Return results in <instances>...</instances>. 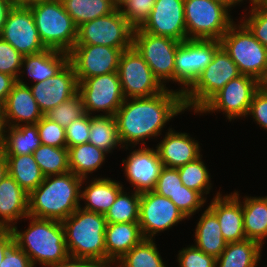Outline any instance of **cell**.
Masks as SVG:
<instances>
[{"label":"cell","instance_id":"6da1fadb","mask_svg":"<svg viewBox=\"0 0 267 267\" xmlns=\"http://www.w3.org/2000/svg\"><path fill=\"white\" fill-rule=\"evenodd\" d=\"M129 100L125 99L114 115L122 143L120 147L126 145V149L130 144L135 147L140 141L145 146L146 138L160 136L166 123L186 109L183 94L168 88L151 97Z\"/></svg>","mask_w":267,"mask_h":267},{"label":"cell","instance_id":"7a4b0ae2","mask_svg":"<svg viewBox=\"0 0 267 267\" xmlns=\"http://www.w3.org/2000/svg\"><path fill=\"white\" fill-rule=\"evenodd\" d=\"M86 179L76 176L71 171L46 176L29 194V216L62 222L81 206V187Z\"/></svg>","mask_w":267,"mask_h":267},{"label":"cell","instance_id":"3957f363","mask_svg":"<svg viewBox=\"0 0 267 267\" xmlns=\"http://www.w3.org/2000/svg\"><path fill=\"white\" fill-rule=\"evenodd\" d=\"M32 220L23 232L17 226L11 230L14 242L29 256L34 267L57 264L69 254L65 241V230L61 221L27 216Z\"/></svg>","mask_w":267,"mask_h":267},{"label":"cell","instance_id":"277c9868","mask_svg":"<svg viewBox=\"0 0 267 267\" xmlns=\"http://www.w3.org/2000/svg\"><path fill=\"white\" fill-rule=\"evenodd\" d=\"M62 224L69 256L94 260L106 267L107 220L103 214L79 207Z\"/></svg>","mask_w":267,"mask_h":267},{"label":"cell","instance_id":"5b68a950","mask_svg":"<svg viewBox=\"0 0 267 267\" xmlns=\"http://www.w3.org/2000/svg\"><path fill=\"white\" fill-rule=\"evenodd\" d=\"M38 35L46 49L70 53L77 41V27L61 0L30 6Z\"/></svg>","mask_w":267,"mask_h":267},{"label":"cell","instance_id":"8992f818","mask_svg":"<svg viewBox=\"0 0 267 267\" xmlns=\"http://www.w3.org/2000/svg\"><path fill=\"white\" fill-rule=\"evenodd\" d=\"M235 62L220 46L214 53L212 61L206 66L194 83L183 93L186 109L198 111L229 81L240 76Z\"/></svg>","mask_w":267,"mask_h":267},{"label":"cell","instance_id":"52a82bcc","mask_svg":"<svg viewBox=\"0 0 267 267\" xmlns=\"http://www.w3.org/2000/svg\"><path fill=\"white\" fill-rule=\"evenodd\" d=\"M228 10L217 0H184L187 39L220 41L234 23Z\"/></svg>","mask_w":267,"mask_h":267},{"label":"cell","instance_id":"ba28073f","mask_svg":"<svg viewBox=\"0 0 267 267\" xmlns=\"http://www.w3.org/2000/svg\"><path fill=\"white\" fill-rule=\"evenodd\" d=\"M232 24L221 37L220 44L235 62L240 74L251 76L259 81L267 66V48L264 47L239 21Z\"/></svg>","mask_w":267,"mask_h":267},{"label":"cell","instance_id":"9c48e42d","mask_svg":"<svg viewBox=\"0 0 267 267\" xmlns=\"http://www.w3.org/2000/svg\"><path fill=\"white\" fill-rule=\"evenodd\" d=\"M134 27L120 10L86 22L77 28L76 44L102 45L122 51L133 46Z\"/></svg>","mask_w":267,"mask_h":267},{"label":"cell","instance_id":"30bf717a","mask_svg":"<svg viewBox=\"0 0 267 267\" xmlns=\"http://www.w3.org/2000/svg\"><path fill=\"white\" fill-rule=\"evenodd\" d=\"M181 42L169 37L155 36L134 29L133 46L146 61L154 77L166 87L165 82H175V55Z\"/></svg>","mask_w":267,"mask_h":267},{"label":"cell","instance_id":"8fae6325","mask_svg":"<svg viewBox=\"0 0 267 267\" xmlns=\"http://www.w3.org/2000/svg\"><path fill=\"white\" fill-rule=\"evenodd\" d=\"M117 72L125 99L147 98L165 89L134 46L122 52Z\"/></svg>","mask_w":267,"mask_h":267},{"label":"cell","instance_id":"7c38bea8","mask_svg":"<svg viewBox=\"0 0 267 267\" xmlns=\"http://www.w3.org/2000/svg\"><path fill=\"white\" fill-rule=\"evenodd\" d=\"M78 93L82 97L84 112L89 115L103 111L105 115L114 116L125 100L118 72L79 81Z\"/></svg>","mask_w":267,"mask_h":267},{"label":"cell","instance_id":"4fadbf2b","mask_svg":"<svg viewBox=\"0 0 267 267\" xmlns=\"http://www.w3.org/2000/svg\"><path fill=\"white\" fill-rule=\"evenodd\" d=\"M259 89L257 79L240 75L229 81L220 91H218L198 113L222 111L231 121L239 117H247V113L253 96Z\"/></svg>","mask_w":267,"mask_h":267},{"label":"cell","instance_id":"5bb4252c","mask_svg":"<svg viewBox=\"0 0 267 267\" xmlns=\"http://www.w3.org/2000/svg\"><path fill=\"white\" fill-rule=\"evenodd\" d=\"M221 46L217 40L187 39L182 41L175 55V82L183 85V94L212 61Z\"/></svg>","mask_w":267,"mask_h":267},{"label":"cell","instance_id":"9a60e30c","mask_svg":"<svg viewBox=\"0 0 267 267\" xmlns=\"http://www.w3.org/2000/svg\"><path fill=\"white\" fill-rule=\"evenodd\" d=\"M187 219L177 206L155 191L140 193L139 225L144 239H153L157 233L171 229Z\"/></svg>","mask_w":267,"mask_h":267},{"label":"cell","instance_id":"2e32d148","mask_svg":"<svg viewBox=\"0 0 267 267\" xmlns=\"http://www.w3.org/2000/svg\"><path fill=\"white\" fill-rule=\"evenodd\" d=\"M122 50L102 45L75 44L69 53L77 81L117 72Z\"/></svg>","mask_w":267,"mask_h":267},{"label":"cell","instance_id":"e0dca14e","mask_svg":"<svg viewBox=\"0 0 267 267\" xmlns=\"http://www.w3.org/2000/svg\"><path fill=\"white\" fill-rule=\"evenodd\" d=\"M0 37L23 56L36 54L46 48L41 42L30 7H11Z\"/></svg>","mask_w":267,"mask_h":267},{"label":"cell","instance_id":"ac0fdd59","mask_svg":"<svg viewBox=\"0 0 267 267\" xmlns=\"http://www.w3.org/2000/svg\"><path fill=\"white\" fill-rule=\"evenodd\" d=\"M139 29L179 42L187 40L184 0H156L149 17Z\"/></svg>","mask_w":267,"mask_h":267},{"label":"cell","instance_id":"d6986e66","mask_svg":"<svg viewBox=\"0 0 267 267\" xmlns=\"http://www.w3.org/2000/svg\"><path fill=\"white\" fill-rule=\"evenodd\" d=\"M43 115L78 93L73 65L68 62L55 76L29 86Z\"/></svg>","mask_w":267,"mask_h":267},{"label":"cell","instance_id":"ffe728a7","mask_svg":"<svg viewBox=\"0 0 267 267\" xmlns=\"http://www.w3.org/2000/svg\"><path fill=\"white\" fill-rule=\"evenodd\" d=\"M122 162L125 177L133 188H136V192L154 190L161 169L164 167L157 149L143 146L133 150L127 160H122Z\"/></svg>","mask_w":267,"mask_h":267},{"label":"cell","instance_id":"44dd1931","mask_svg":"<svg viewBox=\"0 0 267 267\" xmlns=\"http://www.w3.org/2000/svg\"><path fill=\"white\" fill-rule=\"evenodd\" d=\"M239 195L237 191H234L233 194L231 193L223 197L220 192H217L208 206L216 215L222 236L227 243L246 239L242 203Z\"/></svg>","mask_w":267,"mask_h":267},{"label":"cell","instance_id":"7402d4cb","mask_svg":"<svg viewBox=\"0 0 267 267\" xmlns=\"http://www.w3.org/2000/svg\"><path fill=\"white\" fill-rule=\"evenodd\" d=\"M3 109L6 126H19L20 123L37 124L44 116L29 86L21 77L17 78V83L8 94Z\"/></svg>","mask_w":267,"mask_h":267},{"label":"cell","instance_id":"603a6c76","mask_svg":"<svg viewBox=\"0 0 267 267\" xmlns=\"http://www.w3.org/2000/svg\"><path fill=\"white\" fill-rule=\"evenodd\" d=\"M168 130L156 146L164 167L177 169L201 156L197 140L192 139L187 133H178L172 128Z\"/></svg>","mask_w":267,"mask_h":267},{"label":"cell","instance_id":"cb8c5ba5","mask_svg":"<svg viewBox=\"0 0 267 267\" xmlns=\"http://www.w3.org/2000/svg\"><path fill=\"white\" fill-rule=\"evenodd\" d=\"M28 197L29 194H27L19 184L7 174L0 183L1 229H12L16 225L17 220L29 216Z\"/></svg>","mask_w":267,"mask_h":267},{"label":"cell","instance_id":"d4e9b609","mask_svg":"<svg viewBox=\"0 0 267 267\" xmlns=\"http://www.w3.org/2000/svg\"><path fill=\"white\" fill-rule=\"evenodd\" d=\"M144 239L138 222L107 223L105 231L106 267H113Z\"/></svg>","mask_w":267,"mask_h":267},{"label":"cell","instance_id":"484cf974","mask_svg":"<svg viewBox=\"0 0 267 267\" xmlns=\"http://www.w3.org/2000/svg\"><path fill=\"white\" fill-rule=\"evenodd\" d=\"M40 145L37 124L5 126L0 134V149L5 155L33 154Z\"/></svg>","mask_w":267,"mask_h":267},{"label":"cell","instance_id":"4316f807","mask_svg":"<svg viewBox=\"0 0 267 267\" xmlns=\"http://www.w3.org/2000/svg\"><path fill=\"white\" fill-rule=\"evenodd\" d=\"M68 62V53L45 49L36 54L25 55L21 69L24 67L28 76L38 83L55 76Z\"/></svg>","mask_w":267,"mask_h":267},{"label":"cell","instance_id":"83f0119b","mask_svg":"<svg viewBox=\"0 0 267 267\" xmlns=\"http://www.w3.org/2000/svg\"><path fill=\"white\" fill-rule=\"evenodd\" d=\"M93 179L84 191L81 190L80 199L85 202L82 209L105 215L123 189V185L110 178Z\"/></svg>","mask_w":267,"mask_h":267},{"label":"cell","instance_id":"f1b7e54d","mask_svg":"<svg viewBox=\"0 0 267 267\" xmlns=\"http://www.w3.org/2000/svg\"><path fill=\"white\" fill-rule=\"evenodd\" d=\"M195 242L198 249L218 258L227 242L224 240L216 215L207 208L200 217L195 229Z\"/></svg>","mask_w":267,"mask_h":267},{"label":"cell","instance_id":"f546056e","mask_svg":"<svg viewBox=\"0 0 267 267\" xmlns=\"http://www.w3.org/2000/svg\"><path fill=\"white\" fill-rule=\"evenodd\" d=\"M241 203L246 239L255 240L263 245L267 237V196H246Z\"/></svg>","mask_w":267,"mask_h":267},{"label":"cell","instance_id":"4dcf8cb0","mask_svg":"<svg viewBox=\"0 0 267 267\" xmlns=\"http://www.w3.org/2000/svg\"><path fill=\"white\" fill-rule=\"evenodd\" d=\"M261 248L260 243L251 239L227 243L216 258V267H256L261 260Z\"/></svg>","mask_w":267,"mask_h":267},{"label":"cell","instance_id":"1f68e13d","mask_svg":"<svg viewBox=\"0 0 267 267\" xmlns=\"http://www.w3.org/2000/svg\"><path fill=\"white\" fill-rule=\"evenodd\" d=\"M5 156L8 164V174L27 194H30L43 182L45 176L36 163L33 154Z\"/></svg>","mask_w":267,"mask_h":267},{"label":"cell","instance_id":"d6a6232c","mask_svg":"<svg viewBox=\"0 0 267 267\" xmlns=\"http://www.w3.org/2000/svg\"><path fill=\"white\" fill-rule=\"evenodd\" d=\"M68 151L70 171L81 178L98 170L106 157L105 151L89 142L70 147Z\"/></svg>","mask_w":267,"mask_h":267},{"label":"cell","instance_id":"836d02e7","mask_svg":"<svg viewBox=\"0 0 267 267\" xmlns=\"http://www.w3.org/2000/svg\"><path fill=\"white\" fill-rule=\"evenodd\" d=\"M88 142L106 153L122 145L115 116L104 114L91 116Z\"/></svg>","mask_w":267,"mask_h":267},{"label":"cell","instance_id":"e575fe53","mask_svg":"<svg viewBox=\"0 0 267 267\" xmlns=\"http://www.w3.org/2000/svg\"><path fill=\"white\" fill-rule=\"evenodd\" d=\"M65 11L78 28L98 17L111 14L116 10L112 0H61Z\"/></svg>","mask_w":267,"mask_h":267},{"label":"cell","instance_id":"d590c367","mask_svg":"<svg viewBox=\"0 0 267 267\" xmlns=\"http://www.w3.org/2000/svg\"><path fill=\"white\" fill-rule=\"evenodd\" d=\"M33 156L43 175H60L70 171L67 147H53L41 144Z\"/></svg>","mask_w":267,"mask_h":267},{"label":"cell","instance_id":"8d00e7d4","mask_svg":"<svg viewBox=\"0 0 267 267\" xmlns=\"http://www.w3.org/2000/svg\"><path fill=\"white\" fill-rule=\"evenodd\" d=\"M117 262L116 267H166L153 239H143Z\"/></svg>","mask_w":267,"mask_h":267},{"label":"cell","instance_id":"74e56055","mask_svg":"<svg viewBox=\"0 0 267 267\" xmlns=\"http://www.w3.org/2000/svg\"><path fill=\"white\" fill-rule=\"evenodd\" d=\"M133 192L131 196L123 189L119 192L115 202L104 215L107 223L139 222L140 193L135 190Z\"/></svg>","mask_w":267,"mask_h":267},{"label":"cell","instance_id":"f35d334b","mask_svg":"<svg viewBox=\"0 0 267 267\" xmlns=\"http://www.w3.org/2000/svg\"><path fill=\"white\" fill-rule=\"evenodd\" d=\"M201 158L202 155L177 169L182 184L199 192L204 197V194L210 193L212 186L209 171Z\"/></svg>","mask_w":267,"mask_h":267},{"label":"cell","instance_id":"ab89813d","mask_svg":"<svg viewBox=\"0 0 267 267\" xmlns=\"http://www.w3.org/2000/svg\"><path fill=\"white\" fill-rule=\"evenodd\" d=\"M83 101L79 93L50 110L44 116L65 128L84 114Z\"/></svg>","mask_w":267,"mask_h":267},{"label":"cell","instance_id":"60d3db41","mask_svg":"<svg viewBox=\"0 0 267 267\" xmlns=\"http://www.w3.org/2000/svg\"><path fill=\"white\" fill-rule=\"evenodd\" d=\"M250 4V16L242 23L267 48V0L250 1Z\"/></svg>","mask_w":267,"mask_h":267},{"label":"cell","instance_id":"b9f144b4","mask_svg":"<svg viewBox=\"0 0 267 267\" xmlns=\"http://www.w3.org/2000/svg\"><path fill=\"white\" fill-rule=\"evenodd\" d=\"M23 55L11 44L0 37V72L15 77L16 79L25 72L21 69ZM21 70V71H20Z\"/></svg>","mask_w":267,"mask_h":267},{"label":"cell","instance_id":"7bdbcfd3","mask_svg":"<svg viewBox=\"0 0 267 267\" xmlns=\"http://www.w3.org/2000/svg\"><path fill=\"white\" fill-rule=\"evenodd\" d=\"M41 144L53 147L66 146V131L58 123L43 116L37 123Z\"/></svg>","mask_w":267,"mask_h":267},{"label":"cell","instance_id":"ee69618b","mask_svg":"<svg viewBox=\"0 0 267 267\" xmlns=\"http://www.w3.org/2000/svg\"><path fill=\"white\" fill-rule=\"evenodd\" d=\"M177 208L187 217H191L206 202L199 192L182 185L174 197L169 198Z\"/></svg>","mask_w":267,"mask_h":267},{"label":"cell","instance_id":"f6af8a7d","mask_svg":"<svg viewBox=\"0 0 267 267\" xmlns=\"http://www.w3.org/2000/svg\"><path fill=\"white\" fill-rule=\"evenodd\" d=\"M155 2L156 0H130L120 11L134 28H139L149 17Z\"/></svg>","mask_w":267,"mask_h":267},{"label":"cell","instance_id":"bcb514c9","mask_svg":"<svg viewBox=\"0 0 267 267\" xmlns=\"http://www.w3.org/2000/svg\"><path fill=\"white\" fill-rule=\"evenodd\" d=\"M90 124L91 115L84 113L80 118L74 120L66 127V146L68 149L88 142Z\"/></svg>","mask_w":267,"mask_h":267},{"label":"cell","instance_id":"7dc6e473","mask_svg":"<svg viewBox=\"0 0 267 267\" xmlns=\"http://www.w3.org/2000/svg\"><path fill=\"white\" fill-rule=\"evenodd\" d=\"M182 185L178 169L163 167L153 191L161 196L170 198L175 196Z\"/></svg>","mask_w":267,"mask_h":267},{"label":"cell","instance_id":"c3c4849f","mask_svg":"<svg viewBox=\"0 0 267 267\" xmlns=\"http://www.w3.org/2000/svg\"><path fill=\"white\" fill-rule=\"evenodd\" d=\"M177 258L179 267H216V258L194 245L180 250Z\"/></svg>","mask_w":267,"mask_h":267},{"label":"cell","instance_id":"681fc988","mask_svg":"<svg viewBox=\"0 0 267 267\" xmlns=\"http://www.w3.org/2000/svg\"><path fill=\"white\" fill-rule=\"evenodd\" d=\"M247 115L267 131V91L258 89L253 96Z\"/></svg>","mask_w":267,"mask_h":267},{"label":"cell","instance_id":"f907efd6","mask_svg":"<svg viewBox=\"0 0 267 267\" xmlns=\"http://www.w3.org/2000/svg\"><path fill=\"white\" fill-rule=\"evenodd\" d=\"M0 267H34L29 256L14 243L6 252Z\"/></svg>","mask_w":267,"mask_h":267},{"label":"cell","instance_id":"816d5d0a","mask_svg":"<svg viewBox=\"0 0 267 267\" xmlns=\"http://www.w3.org/2000/svg\"><path fill=\"white\" fill-rule=\"evenodd\" d=\"M47 267H105L103 264L89 259L68 256L57 264Z\"/></svg>","mask_w":267,"mask_h":267},{"label":"cell","instance_id":"f5cc1de1","mask_svg":"<svg viewBox=\"0 0 267 267\" xmlns=\"http://www.w3.org/2000/svg\"><path fill=\"white\" fill-rule=\"evenodd\" d=\"M16 83L17 79L15 77L0 72V103L4 105L8 94Z\"/></svg>","mask_w":267,"mask_h":267},{"label":"cell","instance_id":"db71d44e","mask_svg":"<svg viewBox=\"0 0 267 267\" xmlns=\"http://www.w3.org/2000/svg\"><path fill=\"white\" fill-rule=\"evenodd\" d=\"M14 236L11 229L0 228V264L7 250L14 244Z\"/></svg>","mask_w":267,"mask_h":267},{"label":"cell","instance_id":"11a10c76","mask_svg":"<svg viewBox=\"0 0 267 267\" xmlns=\"http://www.w3.org/2000/svg\"><path fill=\"white\" fill-rule=\"evenodd\" d=\"M12 7L10 0H0V35L9 9Z\"/></svg>","mask_w":267,"mask_h":267},{"label":"cell","instance_id":"9f6ffc18","mask_svg":"<svg viewBox=\"0 0 267 267\" xmlns=\"http://www.w3.org/2000/svg\"><path fill=\"white\" fill-rule=\"evenodd\" d=\"M8 174L7 159L3 151L0 149V183Z\"/></svg>","mask_w":267,"mask_h":267},{"label":"cell","instance_id":"6f0895ef","mask_svg":"<svg viewBox=\"0 0 267 267\" xmlns=\"http://www.w3.org/2000/svg\"><path fill=\"white\" fill-rule=\"evenodd\" d=\"M45 0H10L13 7H30Z\"/></svg>","mask_w":267,"mask_h":267},{"label":"cell","instance_id":"680465c9","mask_svg":"<svg viewBox=\"0 0 267 267\" xmlns=\"http://www.w3.org/2000/svg\"><path fill=\"white\" fill-rule=\"evenodd\" d=\"M258 82H259V88L267 91V66L264 71V74L262 75V77L259 79Z\"/></svg>","mask_w":267,"mask_h":267},{"label":"cell","instance_id":"91938a15","mask_svg":"<svg viewBox=\"0 0 267 267\" xmlns=\"http://www.w3.org/2000/svg\"><path fill=\"white\" fill-rule=\"evenodd\" d=\"M5 122H4V109L3 104L0 103V134L2 133L3 129L5 128Z\"/></svg>","mask_w":267,"mask_h":267},{"label":"cell","instance_id":"94428289","mask_svg":"<svg viewBox=\"0 0 267 267\" xmlns=\"http://www.w3.org/2000/svg\"><path fill=\"white\" fill-rule=\"evenodd\" d=\"M226 4L229 8L236 6V4L243 2V0H217Z\"/></svg>","mask_w":267,"mask_h":267},{"label":"cell","instance_id":"6125c7cd","mask_svg":"<svg viewBox=\"0 0 267 267\" xmlns=\"http://www.w3.org/2000/svg\"><path fill=\"white\" fill-rule=\"evenodd\" d=\"M130 0H112L113 5L116 9L120 10Z\"/></svg>","mask_w":267,"mask_h":267}]
</instances>
